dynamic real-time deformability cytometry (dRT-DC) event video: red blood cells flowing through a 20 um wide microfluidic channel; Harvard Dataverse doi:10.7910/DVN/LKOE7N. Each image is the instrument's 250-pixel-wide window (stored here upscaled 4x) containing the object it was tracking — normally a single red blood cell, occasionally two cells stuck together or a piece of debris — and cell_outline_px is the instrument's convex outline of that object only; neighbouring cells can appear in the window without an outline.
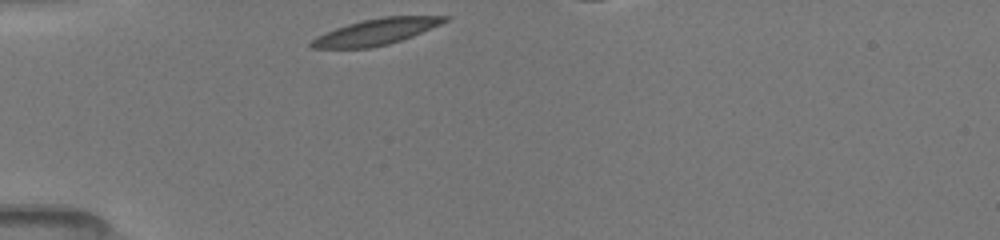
{"species": "common noctule bat (a hibernating species)", "species_latin": "Nyctalus noctula", "temperature_condition": "room temperature", "stored_images_in_passage": 29, "camera_frame_rate_fps": 3000, "um_per_image_px": 0.085, "animal": {"sex": "female", "body_mass_g": 19.5, "forearm_length_mm": 54.1}, "frame": {"image": 1, "passage_image": 1, "time_ms": 0.0, "image_size_px": [1000, 240], "cell_outline_px": [[448, 20], [440, 24], [412, 36], [388, 44], [368, 48], [312, 48], [308, 44], [312, 40], [336, 28], [348, 24], [364, 20], [384, 16], [448, 16]], "centroid_in_image_um": [31.97, 2.7], "position_along_channel_um": 53.0, "area_um2": 19.77}}
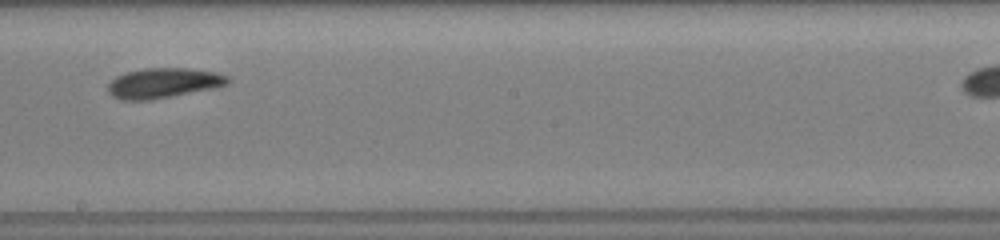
{"frame": {"image": 2, "passage_image": 16, "time_ms": 5.0, "image_size_px": [1000, 240], "cell_outline_px": [[228, 84], [212, 88], [152, 100], [120, 100], [112, 96], [108, 92], [108, 84], [116, 76], [128, 72], [144, 68], [184, 68], [216, 72], [228, 76]], "centroid_in_image_um": [13.85, 7.06], "position_along_channel_um": 234.3, "area_um2": 20.81}}
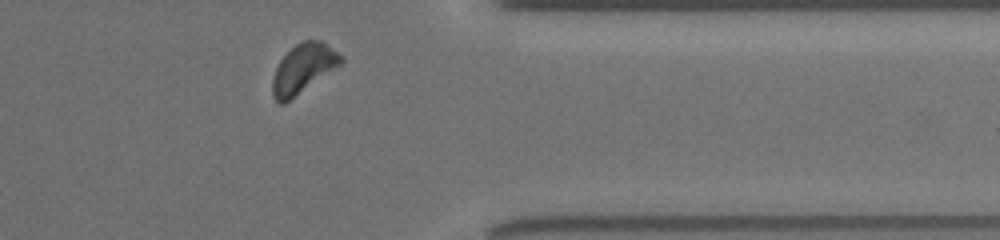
{"frame": {"image": 3, "passage_image": 28, "time_ms": 9.0, "image_size_px": [1000, 240], "cell_outline_px": [[344, 60], [340, 64], [284, 104], [280, 104], [272, 96], [272, 76], [280, 60], [296, 44], [304, 40], [320, 40], [336, 52]], "centroid_in_image_um": [25.72, 5.84], "position_along_channel_um": 385.7, "area_um2": 19.02}}